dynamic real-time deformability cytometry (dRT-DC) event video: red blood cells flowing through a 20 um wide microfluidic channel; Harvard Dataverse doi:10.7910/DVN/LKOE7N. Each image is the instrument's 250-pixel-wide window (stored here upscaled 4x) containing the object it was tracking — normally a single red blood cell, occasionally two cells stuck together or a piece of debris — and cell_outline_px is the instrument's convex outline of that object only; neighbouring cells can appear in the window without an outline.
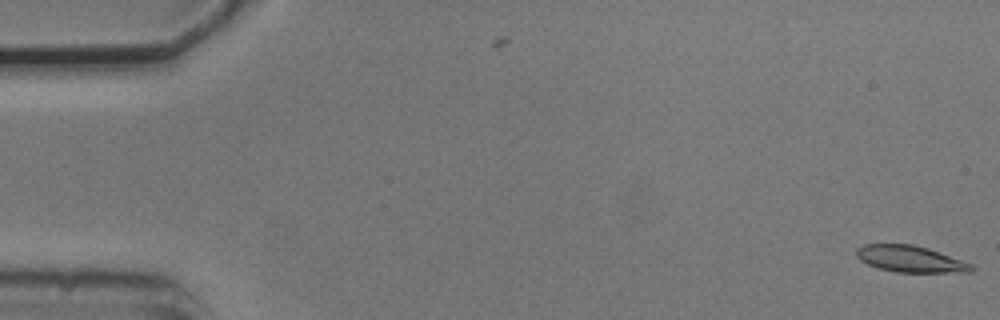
{"species": "common noctule bat (a hibernating species)", "species_latin": "Nyctalus noctula", "temperature_condition": "cold", "stored_images_in_passage": 3, "camera_frame_rate_fps": 3000, "um_per_image_px": 0.085, "animal": {"sex": "male", "body_mass_g": 20.5, "forearm_length_mm": 52.5}, "frame": {"image": 1, "passage_image": 3, "time_ms": 0.667, "image_size_px": [1000, 320], "cell_outline_px": [[976, 268], [972, 272], [896, 272], [876, 268], [860, 260], [856, 256], [856, 248], [864, 244], [912, 244], [928, 248], [972, 264]], "centroid_in_image_um": [77.36, 22.01], "position_along_channel_um": 7.6, "area_um2": 17.8}}